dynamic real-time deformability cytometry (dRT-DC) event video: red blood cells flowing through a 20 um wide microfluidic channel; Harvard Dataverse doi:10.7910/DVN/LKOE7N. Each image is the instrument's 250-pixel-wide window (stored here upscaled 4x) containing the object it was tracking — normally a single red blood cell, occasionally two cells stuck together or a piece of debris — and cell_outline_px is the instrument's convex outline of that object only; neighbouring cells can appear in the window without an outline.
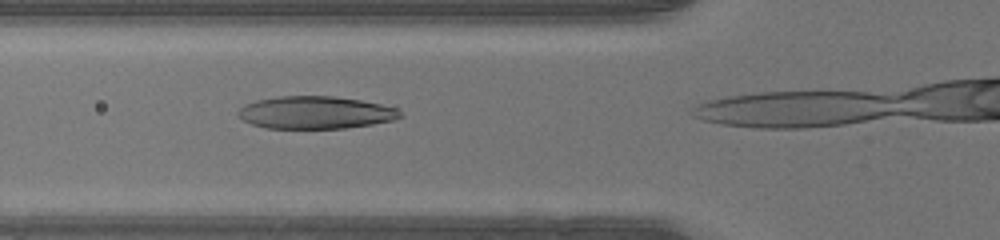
{"species": "human", "species_latin": "Homo sapiens", "temperature_condition": "warm", "stored_images_in_passage": 10, "camera_frame_rate_fps": 3000, "um_per_image_px": 0.085, "donor": {"sex": "male"}, "frame": {"image": 1, "passage_image": 9, "time_ms": 2.667, "image_size_px": [1000, 240], "cell_outline_px": [[404, 116], [392, 120], [372, 124], [344, 128], [268, 128], [252, 124], [244, 120], [236, 112], [244, 104], [256, 100], [280, 96], [332, 96], [360, 100], [380, 104], [396, 108]], "centroid_in_image_um": [26.8, 9.56], "position_along_channel_um": 99.0, "area_um2": 30.52}}